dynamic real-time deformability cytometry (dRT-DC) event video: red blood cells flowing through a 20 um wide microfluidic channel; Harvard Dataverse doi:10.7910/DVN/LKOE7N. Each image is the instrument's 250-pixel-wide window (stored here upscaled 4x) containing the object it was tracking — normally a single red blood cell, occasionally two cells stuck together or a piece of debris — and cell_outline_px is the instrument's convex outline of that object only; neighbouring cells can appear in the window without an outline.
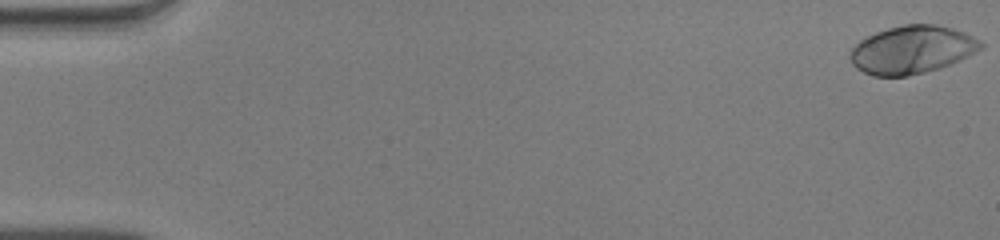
{"species": "human", "species_latin": "Homo sapiens", "temperature_condition": "warm", "stored_images_in_passage": 51, "camera_frame_rate_fps": 3000, "um_per_image_px": 0.085, "donor": {"sex": "male"}, "frame": {"image": 1, "passage_image": 1, "time_ms": 0.0, "image_size_px": [1000, 240], "cell_outline_px": [[984, 48], [960, 60], [940, 68], [908, 76], [872, 76], [856, 68], [852, 64], [848, 56], [852, 48], [864, 36], [888, 28], [904, 24], [936, 24], [952, 28], [964, 32], [980, 40], [984, 44]], "centroid_in_image_um": [77.51, 4.22], "position_along_channel_um": 7.5, "area_um2": 36.76}}
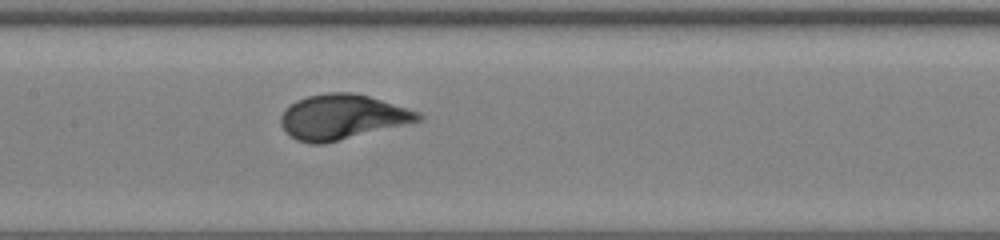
{"frame": {"image": 2, "passage_image": 26, "time_ms": 8.333, "image_size_px": [1000, 240], "cell_outline_px": [[424, 120], [412, 124], [324, 144], [312, 144], [296, 140], [280, 124], [280, 116], [284, 108], [296, 100], [308, 96], [328, 92], [352, 92], [368, 96], [420, 112], [424, 116]], "centroid_in_image_um": [29.13, 9.95], "position_along_channel_um": 178.3, "area_um2": 36.41}}
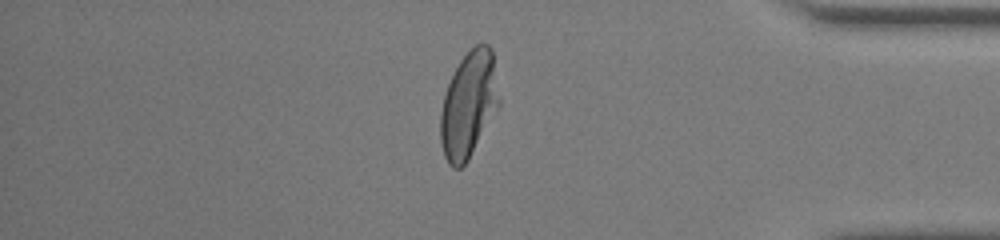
{"frame": {"image": 3, "passage_image": 44, "time_ms": 14.333, "image_size_px": [1000, 240], "cell_outline_px": [[500, 104], [468, 160], [460, 168], [452, 168], [448, 164], [444, 156], [440, 140], [440, 112], [444, 96], [448, 84], [460, 60], [476, 44], [488, 44], [492, 48], [500, 100]], "centroid_in_image_um": [39.83, 8.91], "position_along_channel_um": 395.4, "area_um2": 36.13}}